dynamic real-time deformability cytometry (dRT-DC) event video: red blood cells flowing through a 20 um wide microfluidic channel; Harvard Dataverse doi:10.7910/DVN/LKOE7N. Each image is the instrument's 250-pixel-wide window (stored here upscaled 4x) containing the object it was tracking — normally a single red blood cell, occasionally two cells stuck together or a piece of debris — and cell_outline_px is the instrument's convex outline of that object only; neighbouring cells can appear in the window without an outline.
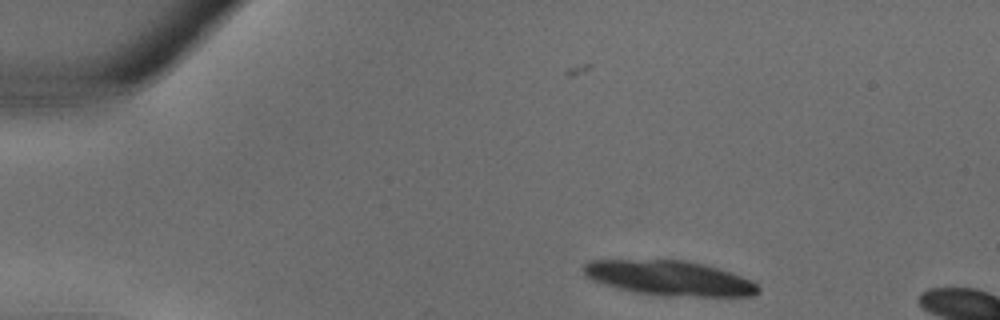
{"species": "common noctule bat (a hibernating species)", "species_latin": "Nyctalus noctula", "temperature_condition": "warm", "stored_images_in_passage": 5, "camera_frame_rate_fps": 3000, "um_per_image_px": 0.085, "animal": {"sex": "male", "body_mass_g": 18.8}, "frame": {"image": 1, "passage_image": 1, "time_ms": 0.0, "image_size_px": [1000, 320], "cell_outline_px": [[760, 292], [752, 296], [660, 296], [636, 292], [616, 288], [592, 280], [584, 276], [580, 268], [588, 260], [684, 260], [716, 268], [752, 280], [760, 288]], "centroid_in_image_um": [56.83, 23.64], "position_along_channel_um": 28.2, "area_um2": 35.49}}